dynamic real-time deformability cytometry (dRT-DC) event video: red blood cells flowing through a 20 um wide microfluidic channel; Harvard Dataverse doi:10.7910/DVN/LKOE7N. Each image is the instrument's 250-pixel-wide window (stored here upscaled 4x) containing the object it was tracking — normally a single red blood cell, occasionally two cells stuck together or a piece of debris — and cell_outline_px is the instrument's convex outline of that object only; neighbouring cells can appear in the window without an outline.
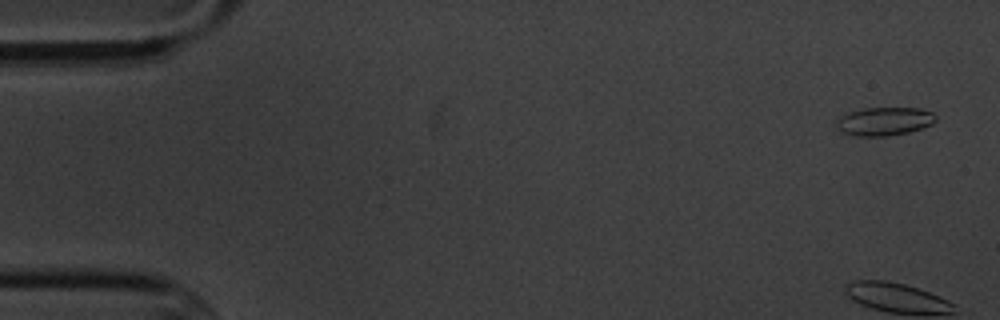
{"species": "common noctule bat (a hibernating species)", "species_latin": "Nyctalus noctula", "temperature_condition": "cold", "stored_images_in_passage": 5, "camera_frame_rate_fps": 3000, "um_per_image_px": 0.085, "animal": {"sex": "male", "body_mass_g": 20.1, "forearm_length_mm": 53.5}, "frame": {"image": 1, "passage_image": 1, "time_ms": 0.0, "image_size_px": [1000, 320], "cell_outline_px": [[936, 120], [932, 124], [908, 132], [888, 136], [856, 136], [840, 132], [836, 128], [836, 120], [848, 112], [864, 108], [920, 108], [932, 112], [936, 116]], "centroid_in_image_um": [75.14, 10.31], "position_along_channel_um": 9.9, "area_um2": 16.47}}